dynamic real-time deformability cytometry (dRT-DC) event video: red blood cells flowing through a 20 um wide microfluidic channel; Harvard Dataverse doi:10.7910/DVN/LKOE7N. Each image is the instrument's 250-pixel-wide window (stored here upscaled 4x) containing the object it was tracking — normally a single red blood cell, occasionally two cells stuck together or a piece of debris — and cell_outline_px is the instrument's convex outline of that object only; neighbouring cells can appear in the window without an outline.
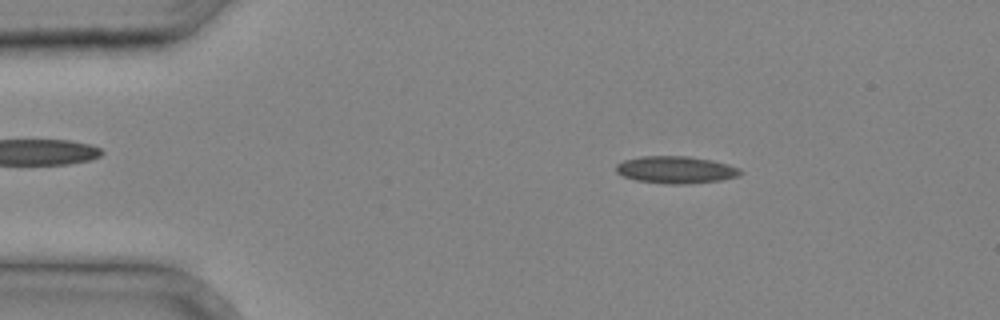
{"species": "common noctule bat (a hibernating species)", "species_latin": "Nyctalus noctula", "temperature_condition": "cold", "stored_images_in_passage": 33, "camera_frame_rate_fps": 3000, "um_per_image_px": 0.085, "animal": {"sex": "male", "body_mass_g": 20.4}, "frame": {"image": 1, "passage_image": 3, "time_ms": 0.667, "image_size_px": [1000, 320], "cell_outline_px": [[744, 172], [740, 176], [720, 180], [688, 184], [668, 184], [636, 180], [624, 176], [616, 172], [616, 164], [624, 160], [640, 156], [688, 156], [712, 160], [728, 164], [740, 168]], "centroid_in_image_um": [57.48, 14.43], "position_along_channel_um": 27.5, "area_um2": 19.83}}
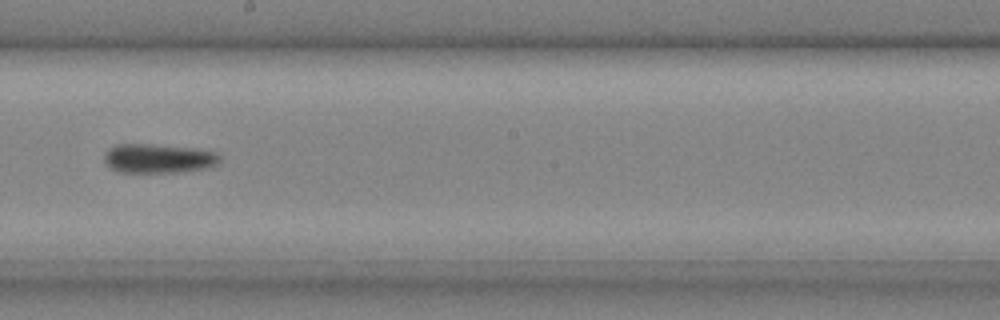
{"frame": {"image": 2, "passage_image": 18, "time_ms": 5.667, "image_size_px": [1000, 320], "cell_outline_px": [[220, 164], [208, 168], [176, 172], [116, 172], [108, 168], [104, 160], [104, 152], [108, 148], [116, 144], [152, 144], [200, 148], [216, 152], [220, 156]], "centroid_in_image_um": [13.46, 13.46], "position_along_channel_um": 234.7, "area_um2": 20.17}}
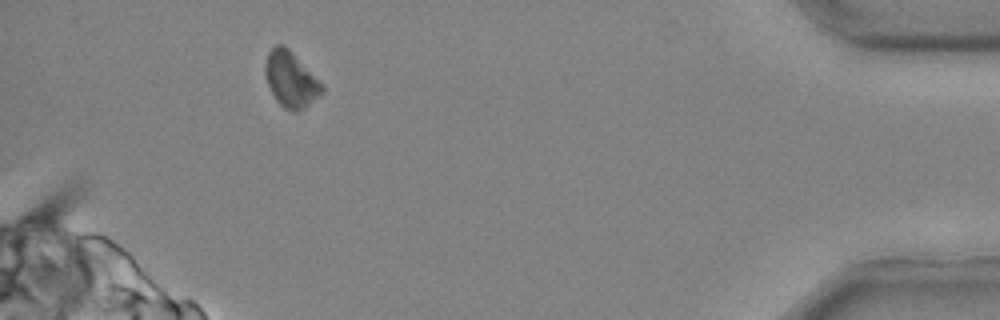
{"frame": {"image": 3, "passage_image": 31, "time_ms": 10.0, "image_size_px": [1000, 320], "cell_outline_px": [[324, 92], [320, 96], [296, 112], [292, 112], [284, 108], [276, 100], [268, 84], [264, 72], [264, 64], [268, 52], [276, 44], [284, 44], [292, 52], [324, 88]], "centroid_in_image_um": [24.67, 6.75], "position_along_channel_um": 410.5, "area_um2": 17.98}}